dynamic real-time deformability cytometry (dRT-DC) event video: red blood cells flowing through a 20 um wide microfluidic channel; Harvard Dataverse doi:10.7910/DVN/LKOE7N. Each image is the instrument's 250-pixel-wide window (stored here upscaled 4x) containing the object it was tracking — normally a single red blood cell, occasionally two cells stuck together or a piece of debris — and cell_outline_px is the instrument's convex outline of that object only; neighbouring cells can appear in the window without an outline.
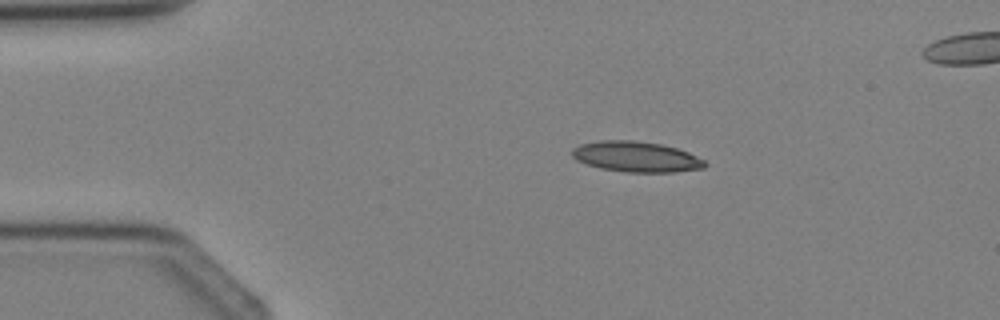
{"species": "Egyptian fruit bat (a non-hibernating species)", "species_latin": "Rousettus aegyptiacus", "temperature_condition": "cold", "stored_images_in_passage": 3, "camera_frame_rate_fps": 3000, "um_per_image_px": 0.085, "animal": {"sex": "female"}, "frame": {"image": 1, "passage_image": 1, "time_ms": 0.0, "image_size_px": [1000, 320], "cell_outline_px": [[708, 164], [704, 168], [676, 172], [624, 172], [600, 168], [576, 160], [572, 156], [572, 148], [580, 144], [600, 140], [632, 140], [660, 144], [676, 148], [688, 152], [704, 160]], "centroid_in_image_um": [54.07, 13.32], "position_along_channel_um": 30.9, "area_um2": 23.64}}